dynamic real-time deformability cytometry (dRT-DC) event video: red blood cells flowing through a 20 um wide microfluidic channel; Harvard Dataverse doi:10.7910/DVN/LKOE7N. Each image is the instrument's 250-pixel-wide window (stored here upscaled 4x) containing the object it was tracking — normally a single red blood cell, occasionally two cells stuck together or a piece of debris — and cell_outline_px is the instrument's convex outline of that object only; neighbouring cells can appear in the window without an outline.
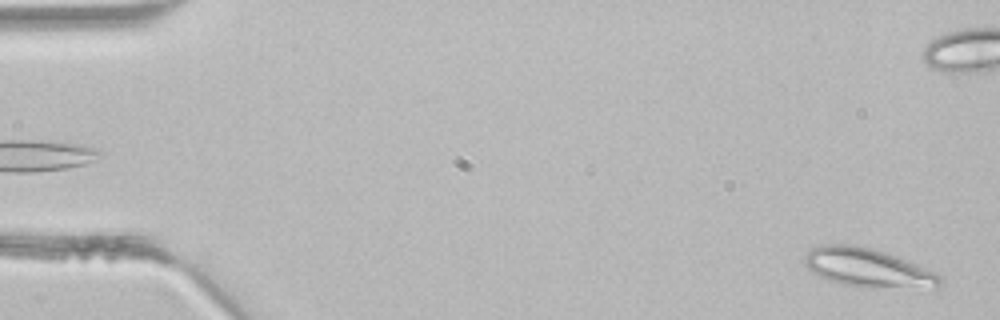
{"species": "common noctule bat (a hibernating species)", "species_latin": "Nyctalus noctula", "temperature_condition": "room temperature", "stored_images_in_passage": 4, "camera_frame_rate_fps": 3000, "um_per_image_px": 0.085, "animal": {"sex": "male", "body_mass_g": 21.5, "forearm_length_mm": 52.0}, "frame": {"image": 1, "passage_image": 4, "time_ms": 1.0, "image_size_px": [1000, 320], "cell_outline_px": [[940, 284], [936, 288], [844, 284], [828, 280], [812, 272], [804, 264], [804, 256], [812, 248], [824, 244], [852, 244], [884, 252], [916, 264], [936, 272], [940, 276]], "centroid_in_image_um": [73.72, 22.72], "position_along_channel_um": 11.3, "area_um2": 29.48}}